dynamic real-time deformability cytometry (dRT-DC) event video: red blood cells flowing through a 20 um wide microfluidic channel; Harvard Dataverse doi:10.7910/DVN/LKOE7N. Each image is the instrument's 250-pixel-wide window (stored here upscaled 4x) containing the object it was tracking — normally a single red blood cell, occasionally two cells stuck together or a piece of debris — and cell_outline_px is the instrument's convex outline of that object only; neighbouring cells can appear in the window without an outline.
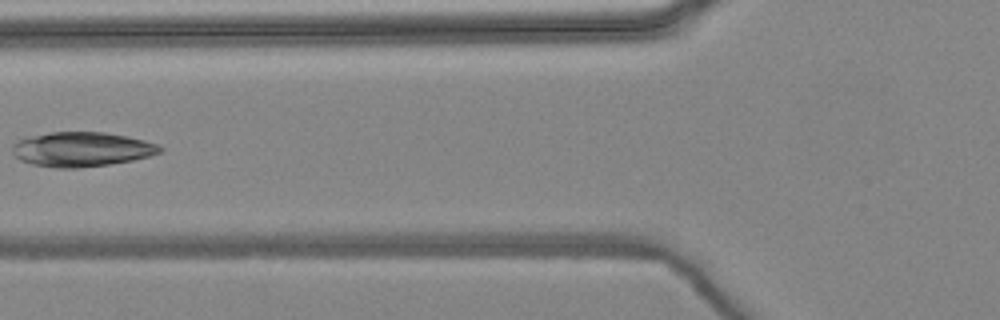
{"species": "common noctule bat (a hibernating species)", "species_latin": "Nyctalus noctula", "temperature_condition": "warm", "stored_images_in_passage": 7, "camera_frame_rate_fps": 3000, "um_per_image_px": 0.085, "animal": {"sex": "female", "body_mass_g": 24.6, "forearm_length_mm": 56.2}, "frame": {"image": 1, "passage_image": 6, "time_ms": 1.667, "image_size_px": [1000, 320], "cell_outline_px": [[164, 148], [160, 152], [152, 156], [132, 160], [108, 164], [76, 168], [56, 168], [32, 164], [20, 160], [12, 152], [12, 144], [16, 140], [28, 136], [52, 132], [104, 132], [128, 136], [160, 144]], "centroid_in_image_um": [6.95, 12.68], "position_along_channel_um": 118.9, "area_um2": 29.94}}
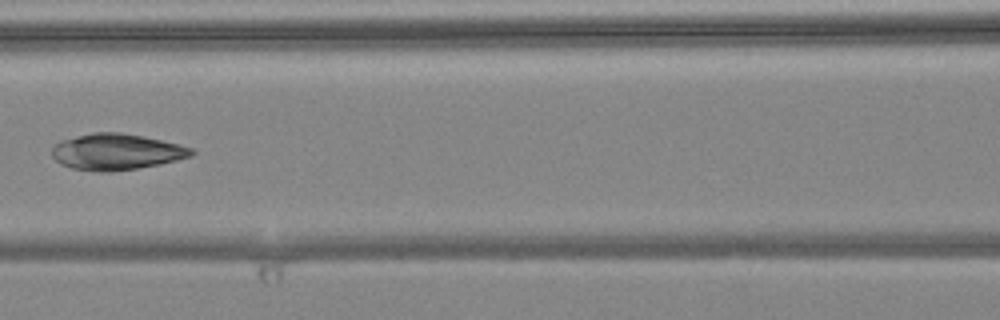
{"frame": {"image": 2, "passage_image": 7, "time_ms": 2.0, "image_size_px": [1000, 320], "cell_outline_px": [[196, 152], [192, 156], [160, 164], [112, 172], [100, 172], [72, 168], [60, 164], [52, 156], [52, 148], [60, 140], [92, 132], [120, 132], [180, 144], [192, 148]], "centroid_in_image_um": [9.88, 12.9], "position_along_channel_um": 156.7, "area_um2": 29.36}}